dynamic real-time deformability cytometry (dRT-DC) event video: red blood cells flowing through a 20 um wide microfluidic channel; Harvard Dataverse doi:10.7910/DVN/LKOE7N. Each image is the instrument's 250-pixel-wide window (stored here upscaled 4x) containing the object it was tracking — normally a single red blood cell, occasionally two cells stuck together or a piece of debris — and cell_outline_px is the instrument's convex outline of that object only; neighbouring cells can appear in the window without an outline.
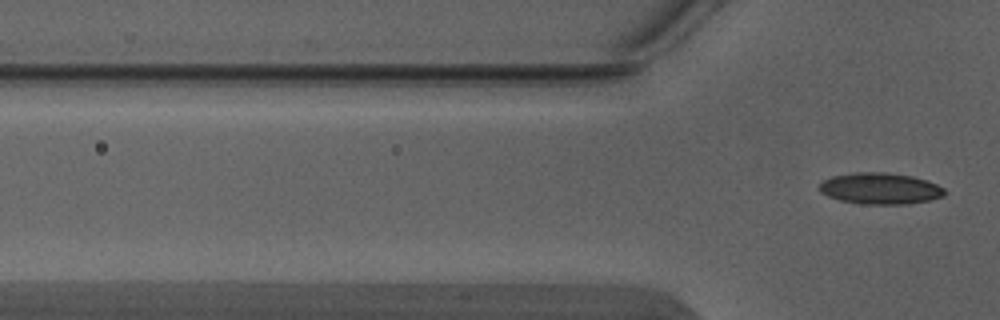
{"species": "Egyptian fruit bat (a non-hibernating species)", "species_latin": "Rousettus aegyptiacus", "temperature_condition": "warm", "stored_images_in_passage": 3, "camera_frame_rate_fps": 3000, "um_per_image_px": 0.085, "animal": {"sex": "male"}, "frame": {"image": 1, "passage_image": 3, "time_ms": 0.667, "image_size_px": [1000, 320], "cell_outline_px": [[948, 192], [944, 196], [928, 200], [904, 204], [860, 204], [840, 200], [828, 196], [820, 192], [820, 184], [824, 180], [832, 176], [856, 172], [884, 172], [912, 176], [936, 184], [944, 188]], "centroid_in_image_um": [74.82, 16.02], "position_along_channel_um": 51.0, "area_um2": 22.77}}